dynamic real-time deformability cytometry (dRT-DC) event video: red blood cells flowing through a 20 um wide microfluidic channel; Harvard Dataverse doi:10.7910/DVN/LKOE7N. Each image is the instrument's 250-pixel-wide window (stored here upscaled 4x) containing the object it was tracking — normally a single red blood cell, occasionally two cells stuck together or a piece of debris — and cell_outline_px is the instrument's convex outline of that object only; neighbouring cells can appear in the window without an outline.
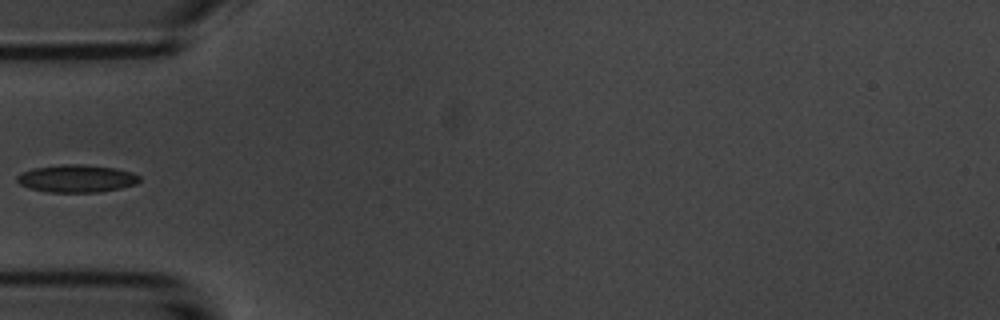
{"species": "common noctule bat (a hibernating species)", "species_latin": "Nyctalus noctula", "temperature_condition": "room temperature", "stored_images_in_passage": 7, "camera_frame_rate_fps": 3000, "um_per_image_px": 0.085, "animal": {"sex": "male", "body_mass_g": 20.1, "forearm_length_mm": 53.5}, "frame": {"image": 1, "passage_image": 6, "time_ms": 5.667, "image_size_px": [1000, 320], "cell_outline_px": [[140, 180], [136, 184], [120, 188], [100, 192], [48, 192], [28, 188], [20, 184], [16, 180], [16, 176], [20, 172], [32, 168], [60, 164], [84, 164], [116, 168], [132, 172], [140, 176]], "centroid_in_image_um": [6.49, 15.16], "position_along_channel_um": 78.5, "area_um2": 19.94}}
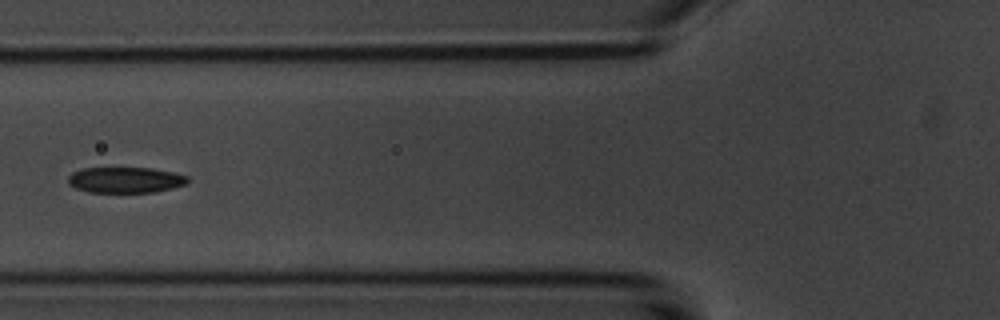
{"frame": {"image": 2, "passage_image": 7, "time_ms": 6.667, "image_size_px": [1000, 320], "cell_outline_px": [[188, 180], [184, 184], [172, 188], [156, 192], [88, 192], [76, 188], [68, 184], [68, 176], [72, 172], [80, 168], [152, 168], [172, 172], [188, 176]], "centroid_in_image_um": [10.62, 15.29], "position_along_channel_um": 115.2, "area_um2": 17.98}}